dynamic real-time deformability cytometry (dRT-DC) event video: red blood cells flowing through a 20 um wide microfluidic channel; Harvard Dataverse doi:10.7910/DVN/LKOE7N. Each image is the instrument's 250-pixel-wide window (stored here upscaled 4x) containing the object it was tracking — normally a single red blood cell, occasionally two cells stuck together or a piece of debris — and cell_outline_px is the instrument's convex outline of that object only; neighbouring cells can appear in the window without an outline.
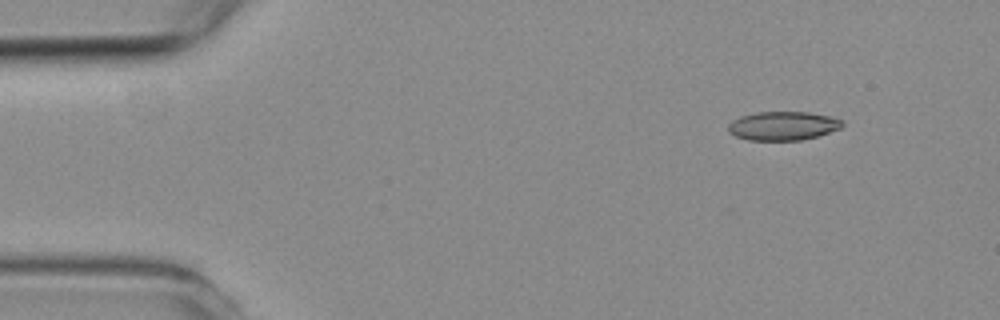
{"species": "common noctule bat (a hibernating species)", "species_latin": "Nyctalus noctula", "temperature_condition": "room temperature", "stored_images_in_passage": 5, "camera_frame_rate_fps": 3000, "um_per_image_px": 0.085, "animal": {"sex": "female", "body_mass_g": 19.3, "forearm_length_mm": 54.1}, "frame": {"image": 1, "passage_image": 1, "time_ms": 0.0, "image_size_px": [1000, 320], "cell_outline_px": [[844, 124], [840, 128], [816, 136], [800, 140], [748, 140], [736, 136], [728, 132], [728, 124], [732, 120], [740, 116], [756, 112], [808, 112], [832, 116], [844, 120]], "centroid_in_image_um": [66.54, 10.68], "position_along_channel_um": 18.5, "area_um2": 19.19}}
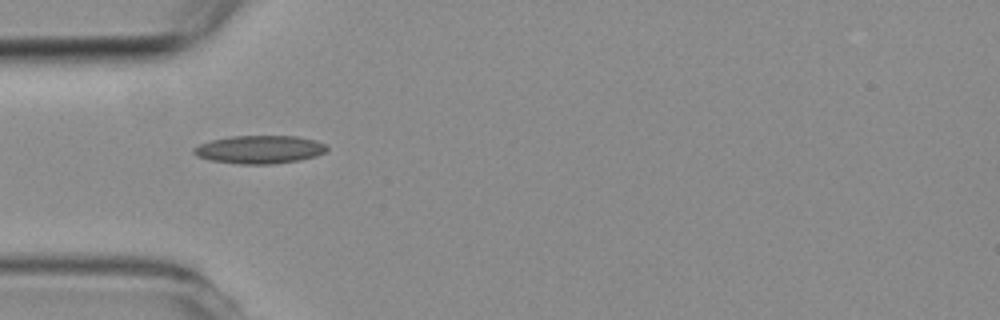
{"frame": {"image": 2, "passage_image": 4, "time_ms": 3.333, "image_size_px": [1000, 320], "cell_outline_px": [[328, 148], [324, 152], [316, 156], [300, 160], [272, 164], [240, 164], [208, 160], [196, 156], [192, 152], [192, 148], [200, 144], [212, 140], [232, 136], [296, 136], [316, 140], [324, 144]], "centroid_in_image_um": [22.04, 12.71], "position_along_channel_um": 63.0, "area_um2": 21.85}}
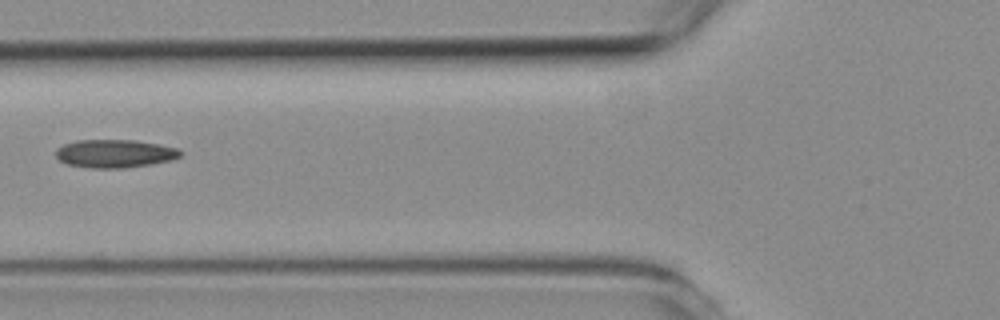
{"frame": {"image": 3, "passage_image": 5, "time_ms": 4.667, "image_size_px": [1000, 320], "cell_outline_px": [[180, 156], [172, 160], [152, 164], [124, 168], [92, 168], [68, 164], [60, 160], [56, 156], [56, 148], [64, 144], [76, 140], [136, 140], [160, 144], [176, 148], [180, 152]], "centroid_in_image_um": [9.75, 13.05], "position_along_channel_um": 116.1, "area_um2": 20.4}}